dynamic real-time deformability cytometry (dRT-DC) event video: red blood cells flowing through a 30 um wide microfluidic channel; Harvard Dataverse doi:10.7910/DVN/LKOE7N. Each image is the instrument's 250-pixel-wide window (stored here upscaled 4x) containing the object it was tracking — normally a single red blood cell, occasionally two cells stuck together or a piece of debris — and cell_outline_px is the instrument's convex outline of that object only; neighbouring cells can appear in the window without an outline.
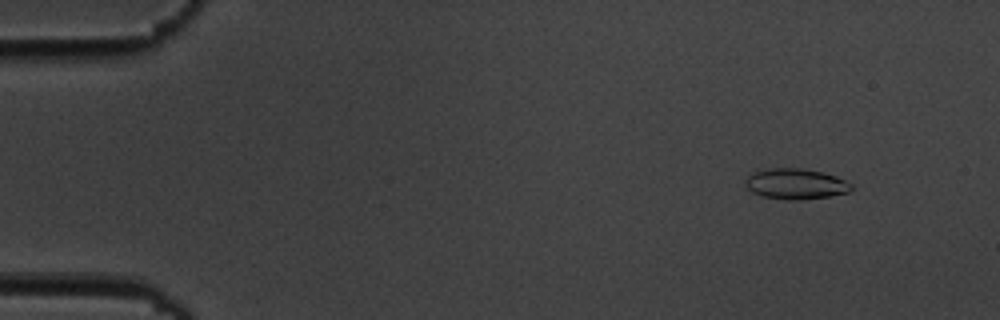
{"species": "common noctule bat (a hibernating species)", "species_latin": "Nyctalus noctula", "temperature_condition": "cold", "stored_images_in_passage": 5, "camera_frame_rate_fps": 3000, "um_per_image_px": 0.085, "animal": {"sex": "male", "body_mass_g": 19.5, "forearm_length_mm": 54.6}, "frame": {"image": 1, "passage_image": 2, "time_ms": 1.333, "image_size_px": [1000, 320], "cell_outline_px": [[852, 188], [848, 192], [828, 196], [800, 200], [784, 200], [764, 196], [752, 192], [744, 184], [748, 176], [752, 172], [768, 168], [804, 168], [824, 172], [836, 176], [852, 184]], "centroid_in_image_um": [67.62, 15.62], "position_along_channel_um": 17.4, "area_um2": 18.96}}